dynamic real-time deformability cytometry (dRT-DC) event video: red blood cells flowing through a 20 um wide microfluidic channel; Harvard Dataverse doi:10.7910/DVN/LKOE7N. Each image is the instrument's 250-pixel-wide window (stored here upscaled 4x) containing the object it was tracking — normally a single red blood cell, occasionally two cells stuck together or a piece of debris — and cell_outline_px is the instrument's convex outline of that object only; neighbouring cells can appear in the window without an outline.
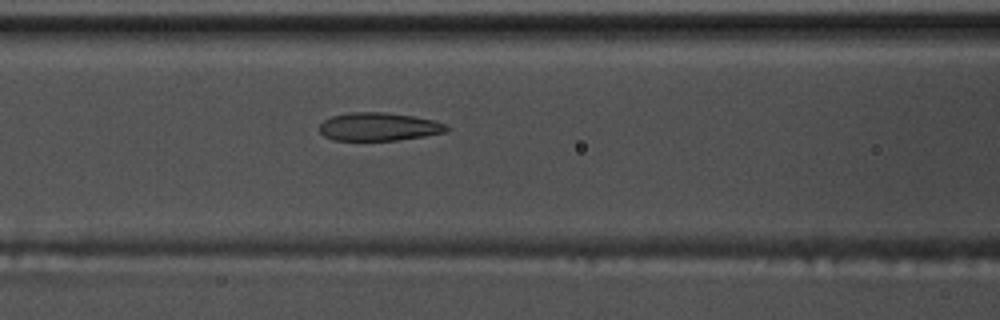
{"species": "common noctule bat (a hibernating species)", "species_latin": "Nyctalus noctula", "temperature_condition": "warm", "stored_images_in_passage": 50, "camera_frame_rate_fps": 3000, "um_per_image_px": 0.085, "animal": {"sex": "male", "body_mass_g": 17.5, "forearm_length_mm": 52.3}, "frame": {"image": 1, "passage_image": 19, "time_ms": 6.0, "image_size_px": [1000, 320], "cell_outline_px": [[448, 128], [444, 132], [424, 136], [396, 140], [332, 140], [324, 136], [320, 132], [320, 124], [324, 120], [332, 116], [348, 112], [384, 112], [416, 116], [436, 120], [448, 124]], "centroid_in_image_um": [32.21, 10.76], "position_along_channel_um": 134.4, "area_um2": 20.98}}
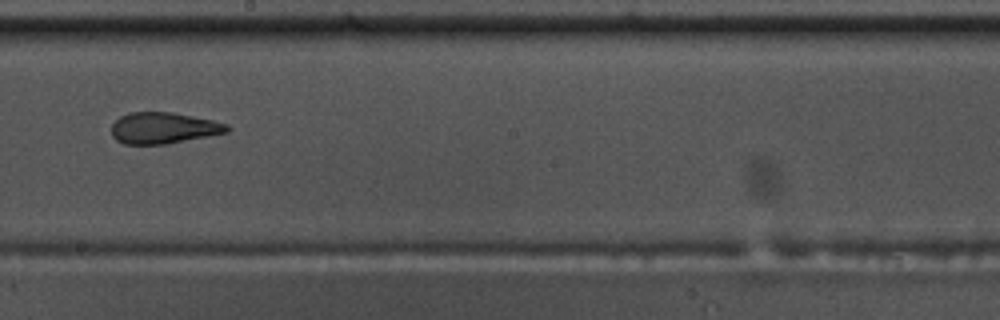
{"frame": {"image": 2, "passage_image": 27, "time_ms": 8.667, "image_size_px": [1000, 320], "cell_outline_px": [[232, 128], [228, 132], [208, 136], [164, 144], [124, 144], [116, 140], [112, 136], [112, 124], [120, 116], [128, 112], [172, 112], [212, 120], [228, 124]], "centroid_in_image_um": [13.89, 10.87], "position_along_channel_um": 234.3, "area_um2": 21.04}}
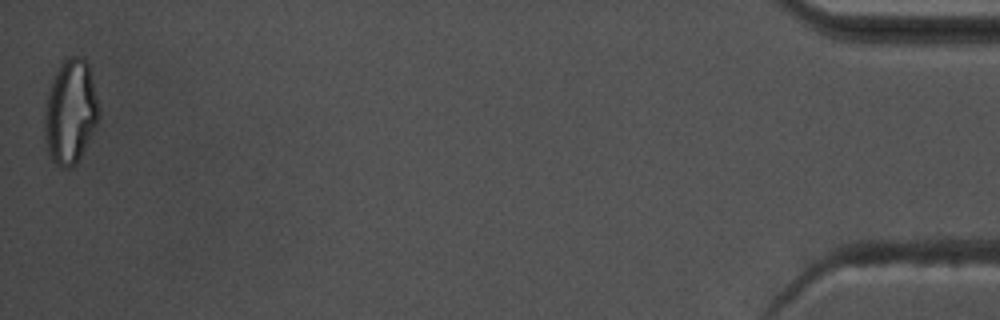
{"frame": {"image": 3, "passage_image": 50, "time_ms": 16.333, "image_size_px": [1000, 320], "cell_outline_px": [[100, 116], [76, 164], [72, 168], [64, 168], [56, 164], [52, 160], [48, 152], [44, 136], [44, 108], [48, 88], [60, 64], [68, 56], [80, 56], [88, 64], [100, 108]], "centroid_in_image_um": [5.96, 9.5], "position_along_channel_um": 429.2, "area_um2": 33.06}, "authors_computed_cell_mechanics": {"area_um2": 23.12, "velocity_mm_per_s": 3.7693, "shape_relaxation_time_tau1_ms": 6.1982, "shape_relaxation_time_tau2_ms": 1.258, "deformation_change_tau1": 0.2069, "deformation_change_tau2": 0.1001}}